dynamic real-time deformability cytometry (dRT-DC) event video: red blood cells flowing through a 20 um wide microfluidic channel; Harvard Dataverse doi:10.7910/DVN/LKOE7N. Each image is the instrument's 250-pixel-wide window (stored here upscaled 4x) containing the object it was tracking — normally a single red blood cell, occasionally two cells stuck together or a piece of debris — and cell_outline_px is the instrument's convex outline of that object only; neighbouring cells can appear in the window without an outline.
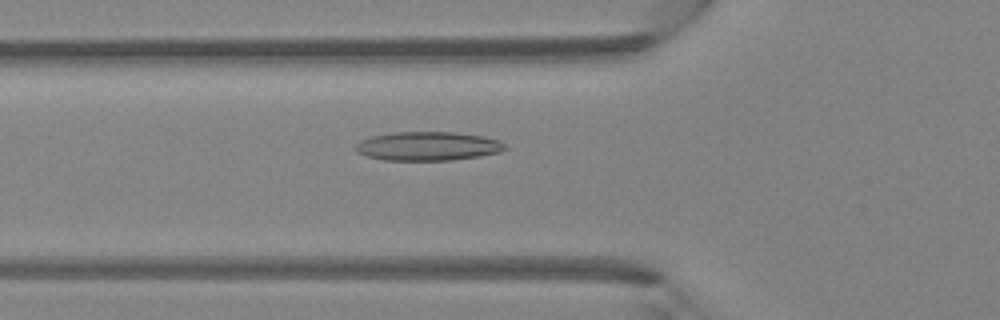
{"species": "Egyptian fruit bat (a non-hibernating species)", "species_latin": "Rousettus aegyptiacus", "temperature_condition": "room temperature", "stored_images_in_passage": 5, "camera_frame_rate_fps": 3000, "um_per_image_px": 0.085, "animal": {"sex": "female"}, "frame": {"image": 1, "passage_image": 5, "time_ms": 1.333, "image_size_px": [1000, 320], "cell_outline_px": [[508, 148], [500, 152], [480, 156], [452, 160], [384, 160], [364, 156], [356, 152], [356, 144], [360, 140], [372, 136], [392, 132], [452, 132], [484, 136], [500, 140]], "centroid_in_image_um": [36.36, 12.42], "position_along_channel_um": 89.4, "area_um2": 25.32}}